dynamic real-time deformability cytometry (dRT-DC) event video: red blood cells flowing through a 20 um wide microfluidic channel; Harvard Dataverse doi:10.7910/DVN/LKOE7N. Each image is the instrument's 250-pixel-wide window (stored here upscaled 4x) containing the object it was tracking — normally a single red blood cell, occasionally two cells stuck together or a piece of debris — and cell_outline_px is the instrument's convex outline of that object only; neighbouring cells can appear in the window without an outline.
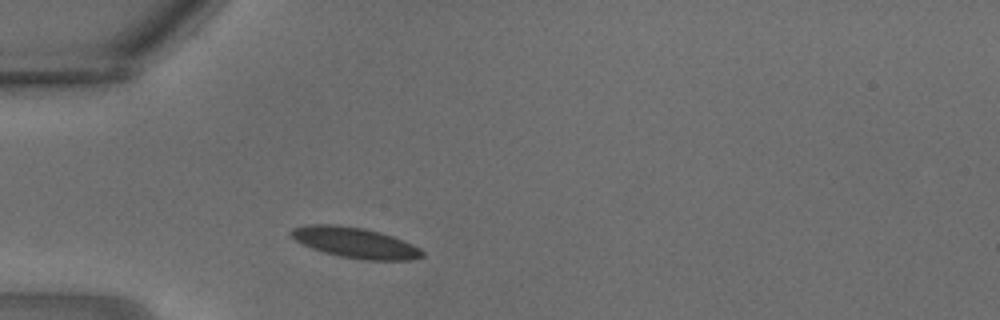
{"species": "common noctule bat (a hibernating species)", "species_latin": "Nyctalus noctula", "temperature_condition": "warm", "stored_images_in_passage": 24, "camera_frame_rate_fps": 3000, "um_per_image_px": 0.085, "animal": {"sex": "male", "body_mass_g": 18.8}, "frame": {"image": 1, "passage_image": 2, "time_ms": 0.333, "image_size_px": [1000, 320], "cell_outline_px": [[424, 256], [412, 260], [364, 260], [340, 256], [324, 252], [312, 248], [296, 240], [288, 232], [292, 228], [308, 224], [336, 224], [364, 228], [380, 232], [392, 236], [412, 244], [420, 248], [424, 252]], "centroid_in_image_um": [30.19, 20.62], "position_along_channel_um": 54.8, "area_um2": 23.35}}
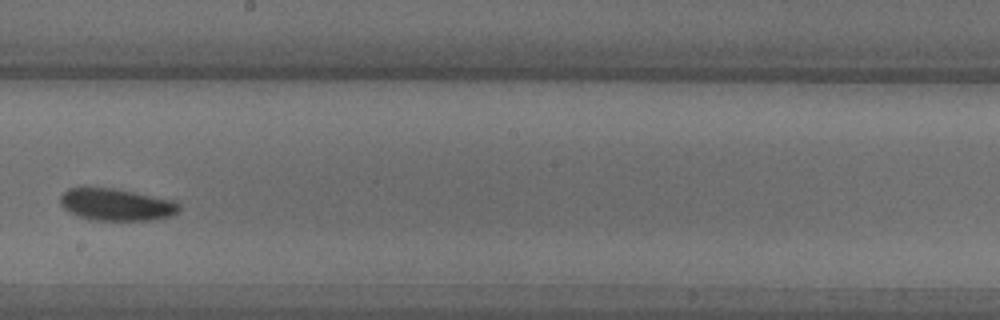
{"frame": {"image": 2, "passage_image": 11, "time_ms": 3.333, "image_size_px": [1000, 320], "cell_outline_px": [[180, 208], [176, 212], [168, 216], [152, 220], [92, 220], [80, 216], [64, 208], [60, 204], [60, 196], [68, 188], [112, 188], [176, 200], [180, 204]], "centroid_in_image_um": [9.91, 17.39], "position_along_channel_um": 238.3, "area_um2": 21.96}}
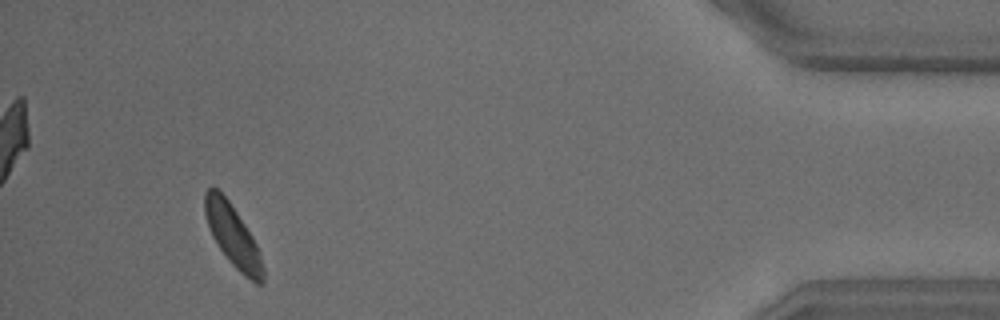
{"frame": {"image": 3, "passage_image": 22, "time_ms": 7.0, "image_size_px": [1000, 320], "cell_outline_px": [[264, 284], [256, 284], [244, 276], [228, 260], [212, 236], [204, 212], [204, 192], [212, 184], [228, 200], [252, 236], [260, 252], [264, 268]], "centroid_in_image_um": [19.8, 20.06], "position_along_channel_um": 415.4, "area_um2": 20.81}}